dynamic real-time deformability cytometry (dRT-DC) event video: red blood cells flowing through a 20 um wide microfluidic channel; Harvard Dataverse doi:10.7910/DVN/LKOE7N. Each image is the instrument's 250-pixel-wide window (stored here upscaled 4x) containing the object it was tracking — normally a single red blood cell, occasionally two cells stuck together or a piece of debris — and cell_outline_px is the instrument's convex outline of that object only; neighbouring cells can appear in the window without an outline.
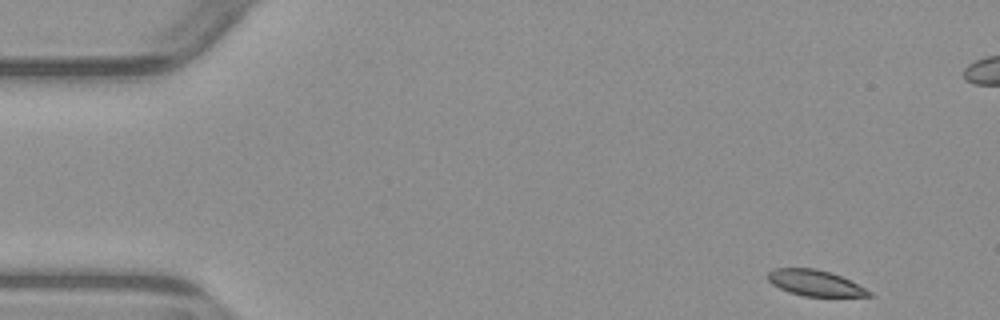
{"species": "common noctule bat (a hibernating species)", "species_latin": "Nyctalus noctula", "temperature_condition": "warm", "stored_images_in_passage": 5, "camera_frame_rate_fps": 3000, "um_per_image_px": 0.085, "animal": {"sex": "male", "body_mass_g": 23.1, "forearm_length_mm": 52.7}, "frame": {"image": 1, "passage_image": 1, "time_ms": 0.0, "image_size_px": [1000, 320], "cell_outline_px": [[876, 296], [804, 296], [788, 292], [772, 284], [768, 280], [768, 272], [772, 268], [816, 268], [840, 276], [872, 292]], "centroid_in_image_um": [69.25, 24.05], "position_along_channel_um": 15.8, "area_um2": 15.09}}
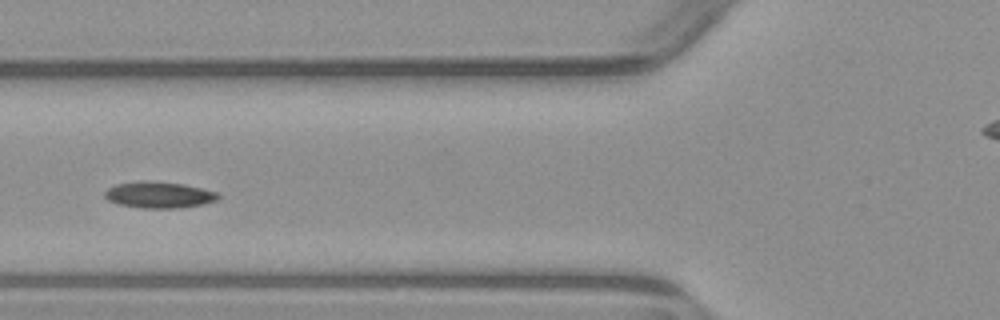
{"frame": {"image": 2, "passage_image": 5, "time_ms": 5.333, "image_size_px": [1000, 320], "cell_outline_px": [[220, 196], [216, 200], [200, 204], [180, 208], [140, 208], [120, 204], [108, 200], [104, 196], [104, 192], [108, 188], [116, 184], [140, 180], [152, 180], [184, 184], [220, 192]], "centroid_in_image_um": [13.51, 16.54], "position_along_channel_um": 112.3, "area_um2": 17.57}}